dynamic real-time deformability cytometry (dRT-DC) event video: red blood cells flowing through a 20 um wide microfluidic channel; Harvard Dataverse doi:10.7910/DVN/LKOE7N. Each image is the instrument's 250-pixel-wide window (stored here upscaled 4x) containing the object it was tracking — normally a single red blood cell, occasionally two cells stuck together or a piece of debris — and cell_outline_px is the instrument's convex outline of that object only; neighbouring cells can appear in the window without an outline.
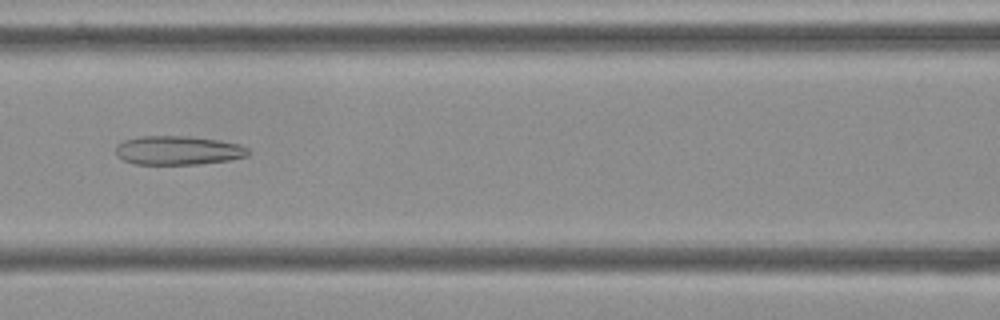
{"species": "Egyptian fruit bat (a non-hibernating species)", "species_latin": "Rousettus aegyptiacus", "temperature_condition": "cold", "stored_images_in_passage": 55, "camera_frame_rate_fps": 3000, "um_per_image_px": 0.085, "frame": {"image": 1, "passage_image": 24, "time_ms": 7.667, "image_size_px": [1000, 320], "cell_outline_px": [[252, 152], [248, 156], [228, 160], [196, 164], [136, 164], [124, 160], [116, 156], [116, 144], [124, 140], [140, 136], [188, 136], [220, 140], [240, 144], [248, 148]], "centroid_in_image_um": [15.15, 12.77], "position_along_channel_um": 151.4, "area_um2": 22.48}}
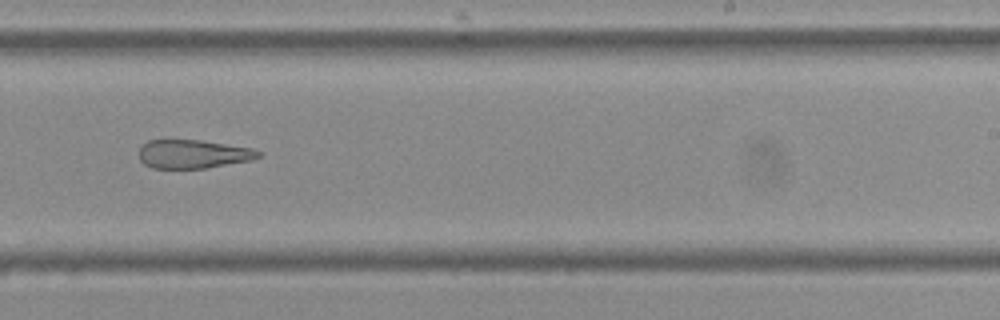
{"frame": {"image": 2, "passage_image": 34, "time_ms": 11.0, "image_size_px": [1000, 320], "cell_outline_px": [[260, 156], [252, 160], [204, 168], [152, 168], [144, 164], [140, 160], [136, 152], [148, 140], [200, 140], [252, 148], [260, 152]], "centroid_in_image_um": [16.37, 13.09], "position_along_channel_um": 272.6, "area_um2": 19.88}}
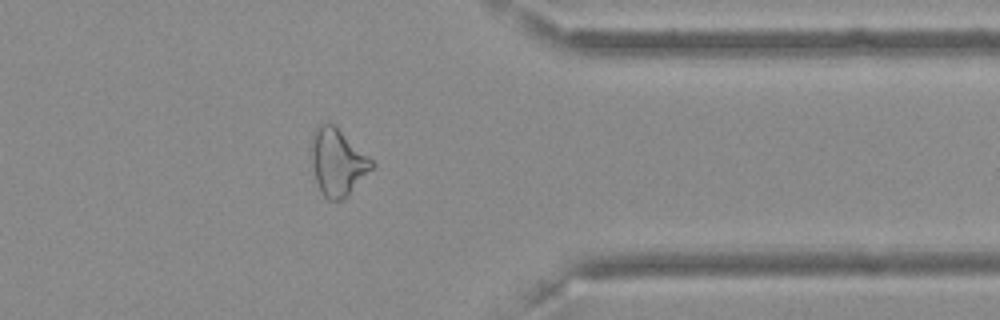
{"frame": {"image": 3, "passage_image": 44, "time_ms": 14.333, "image_size_px": [1000, 320], "cell_outline_px": [[376, 164], [348, 196], [344, 200], [328, 200], [324, 196], [316, 180], [308, 148], [312, 132], [320, 124], [328, 120], [336, 124]], "centroid_in_image_um": [28.66, 13.72], "position_along_channel_um": 382.7, "area_um2": 24.16}, "authors_computed_cell_mechanics": {"area_um2": 25.432, "velocity_mm_per_s": 3.6506, "shape_relaxation_time_tau1_ms": null, "shape_relaxation_time_tau2_ms": 7.491, "deformation_change_tau1": null, "deformation_change_tau2": 0.2062}}